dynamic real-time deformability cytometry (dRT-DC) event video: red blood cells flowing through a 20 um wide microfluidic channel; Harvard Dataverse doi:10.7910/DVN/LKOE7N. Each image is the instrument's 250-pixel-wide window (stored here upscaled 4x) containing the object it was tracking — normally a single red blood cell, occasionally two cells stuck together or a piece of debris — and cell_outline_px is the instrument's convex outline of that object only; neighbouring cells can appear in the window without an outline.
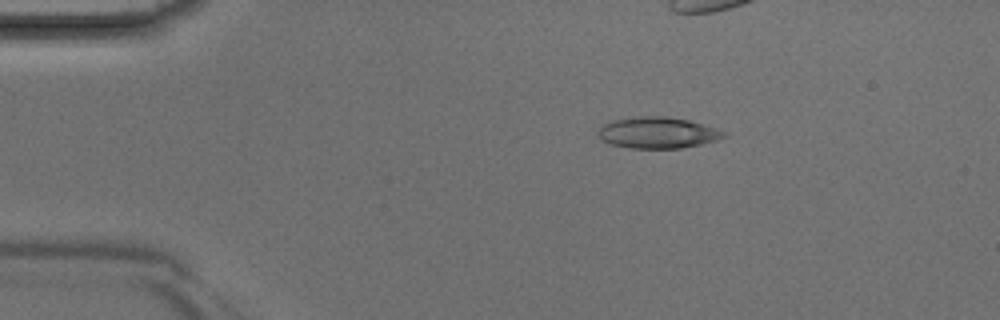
{"species": "Egyptian fruit bat (a non-hibernating species)", "species_latin": "Rousettus aegyptiacus", "temperature_condition": "room temperature", "stored_images_in_passage": 37, "camera_frame_rate_fps": 3000, "um_per_image_px": 0.085, "animal": {"sex": "male"}, "frame": {"image": 1, "passage_image": 1, "time_ms": 0.0, "image_size_px": [1000, 320], "cell_outline_px": [[728, 136], [716, 140], [700, 144], [680, 148], [628, 148], [612, 144], [600, 140], [596, 136], [596, 132], [608, 120], [636, 116], [668, 116], [688, 120], [716, 128], [724, 132]], "centroid_in_image_um": [55.83, 11.27], "position_along_channel_um": 29.2, "area_um2": 23.12}}